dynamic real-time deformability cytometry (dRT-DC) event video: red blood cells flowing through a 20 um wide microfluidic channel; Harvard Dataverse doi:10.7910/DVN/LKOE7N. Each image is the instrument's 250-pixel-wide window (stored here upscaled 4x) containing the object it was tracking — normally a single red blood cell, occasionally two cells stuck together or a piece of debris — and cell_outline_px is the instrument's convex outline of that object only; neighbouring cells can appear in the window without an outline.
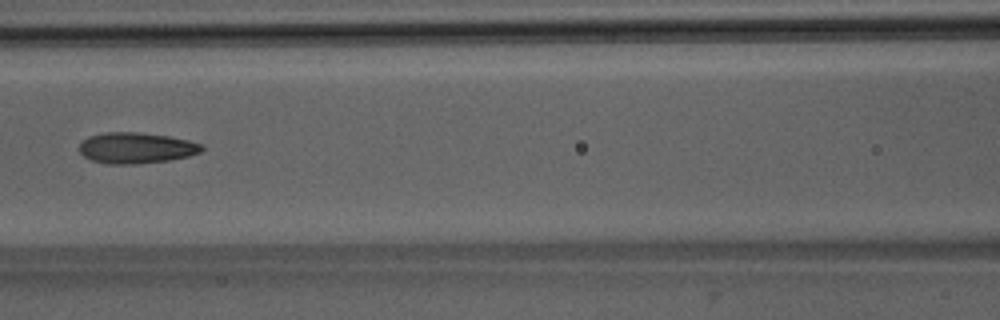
{"species": "Egyptian fruit bat (a non-hibernating species)", "species_latin": "Rousettus aegyptiacus", "temperature_condition": "room temperature", "stored_images_in_passage": 4, "camera_frame_rate_fps": 3000, "um_per_image_px": 0.085, "animal": {"sex": "male"}, "frame": {"image": 1, "passage_image": 4, "time_ms": 4.333, "image_size_px": [1000, 320], "cell_outline_px": [[204, 148], [200, 152], [188, 156], [168, 160], [136, 164], [104, 164], [92, 160], [84, 156], [80, 152], [80, 144], [88, 136], [104, 132], [136, 132], [168, 136], [188, 140], [204, 144]], "centroid_in_image_um": [11.57, 12.57], "position_along_channel_um": 155.0, "area_um2": 22.08}}